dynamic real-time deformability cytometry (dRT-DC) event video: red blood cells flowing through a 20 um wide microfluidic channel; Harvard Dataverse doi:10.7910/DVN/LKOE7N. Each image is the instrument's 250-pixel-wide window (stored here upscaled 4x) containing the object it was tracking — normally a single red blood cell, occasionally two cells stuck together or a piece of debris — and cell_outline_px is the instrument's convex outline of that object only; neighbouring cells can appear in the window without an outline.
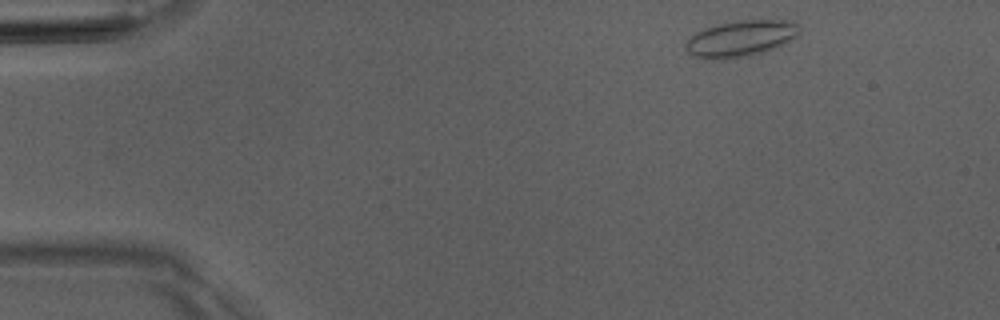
{"species": "Egyptian fruit bat (a non-hibernating species)", "species_latin": "Rousettus aegyptiacus", "temperature_condition": "room temperature", "stored_images_in_passage": 4, "camera_frame_rate_fps": 3000, "um_per_image_px": 0.085, "animal": {"sex": "male"}, "frame": {"image": 1, "passage_image": 1, "time_ms": 0.0, "image_size_px": [1000, 320], "cell_outline_px": [[800, 36], [776, 48], [752, 56], [724, 60], [704, 60], [692, 56], [684, 48], [684, 44], [696, 32], [704, 28], [716, 24], [736, 20], [792, 20], [800, 24]], "centroid_in_image_um": [62.98, 3.29], "position_along_channel_um": 22.0, "area_um2": 24.91}}